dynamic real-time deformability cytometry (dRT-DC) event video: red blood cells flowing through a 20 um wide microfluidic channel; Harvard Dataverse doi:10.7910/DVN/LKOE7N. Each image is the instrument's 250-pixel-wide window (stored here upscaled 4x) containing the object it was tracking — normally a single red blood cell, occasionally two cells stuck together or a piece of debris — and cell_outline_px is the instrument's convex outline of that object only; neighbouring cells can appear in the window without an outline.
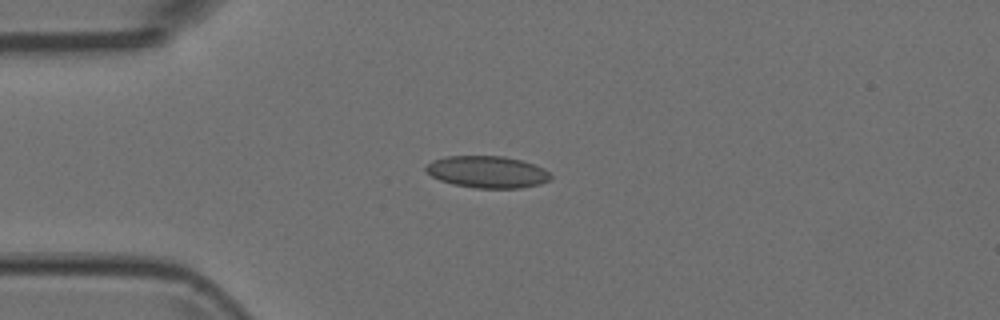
{"species": "Egyptian fruit bat (a non-hibernating species)", "species_latin": "Rousettus aegyptiacus", "temperature_condition": "room temperature", "stored_images_in_passage": 4, "camera_frame_rate_fps": 3000, "um_per_image_px": 0.085, "animal": {"sex": "female"}, "frame": {"image": 1, "passage_image": 3, "time_ms": 0.667, "image_size_px": [1000, 320], "cell_outline_px": [[552, 176], [548, 180], [540, 184], [520, 188], [476, 188], [452, 184], [440, 180], [432, 176], [424, 168], [432, 160], [444, 156], [504, 156], [520, 160], [544, 168]], "centroid_in_image_um": [41.4, 14.61], "position_along_channel_um": 43.6, "area_um2": 23.12}}